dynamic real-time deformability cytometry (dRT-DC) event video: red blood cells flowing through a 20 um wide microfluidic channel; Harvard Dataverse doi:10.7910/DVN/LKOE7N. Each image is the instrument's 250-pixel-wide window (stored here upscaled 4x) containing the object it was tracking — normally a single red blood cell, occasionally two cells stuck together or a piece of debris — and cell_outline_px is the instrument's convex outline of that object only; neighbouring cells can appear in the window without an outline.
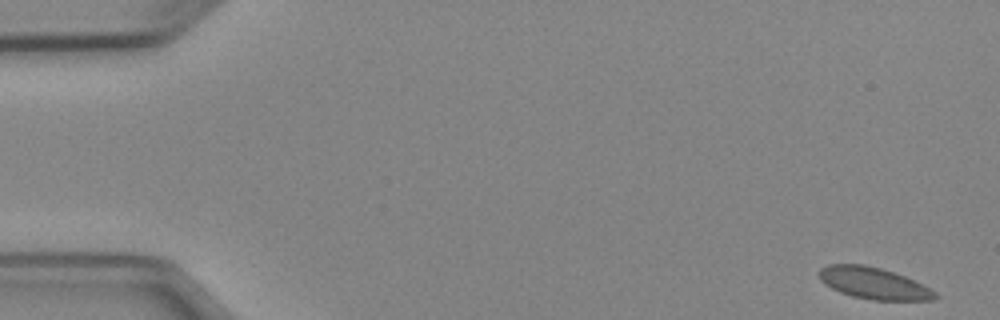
{"species": "Egyptian fruit bat (a non-hibernating species)", "species_latin": "Rousettus aegyptiacus", "temperature_condition": "cold", "stored_images_in_passage": 7, "camera_frame_rate_fps": 3000, "um_per_image_px": 0.085, "animal": {"sex": "female"}, "frame": {"image": 1, "passage_image": 1, "time_ms": 0.0, "image_size_px": [1000, 320], "cell_outline_px": [[940, 296], [932, 300], [872, 300], [852, 296], [840, 292], [832, 288], [820, 280], [820, 268], [828, 264], [864, 264], [880, 268], [904, 276], [936, 292]], "centroid_in_image_um": [74.24, 24.08], "position_along_channel_um": 10.8, "area_um2": 21.1}}
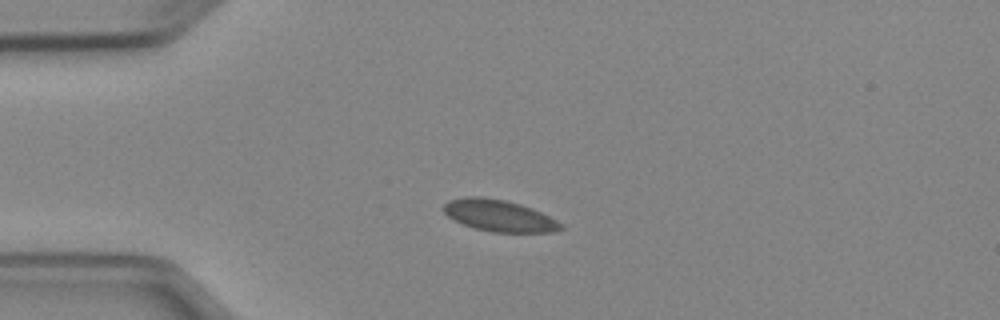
{"frame": {"image": 2, "passage_image": 4, "time_ms": 3.667, "image_size_px": [1000, 320], "cell_outline_px": [[564, 228], [556, 232], [492, 232], [476, 228], [464, 224], [448, 216], [444, 212], [444, 204], [448, 200], [468, 196], [480, 196], [504, 200], [520, 204], [532, 208], [564, 224]], "centroid_in_image_um": [42.46, 18.33], "position_along_channel_um": 42.5, "area_um2": 21.44}}
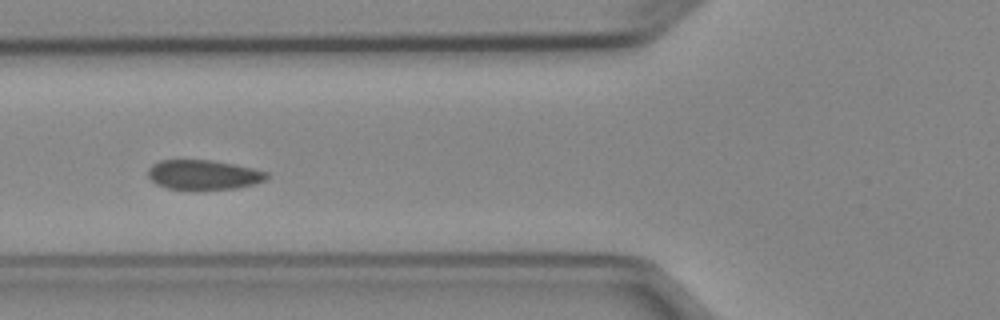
{"frame": {"image": 3, "passage_image": 6, "time_ms": 6.0, "image_size_px": [1000, 320], "cell_outline_px": [[272, 176], [264, 180], [252, 184], [236, 188], [168, 188], [156, 184], [148, 176], [148, 168], [152, 164], [160, 160], [212, 160], [236, 164], [268, 172]], "centroid_in_image_um": [17.31, 14.82], "position_along_channel_um": 108.5, "area_um2": 20.23}}